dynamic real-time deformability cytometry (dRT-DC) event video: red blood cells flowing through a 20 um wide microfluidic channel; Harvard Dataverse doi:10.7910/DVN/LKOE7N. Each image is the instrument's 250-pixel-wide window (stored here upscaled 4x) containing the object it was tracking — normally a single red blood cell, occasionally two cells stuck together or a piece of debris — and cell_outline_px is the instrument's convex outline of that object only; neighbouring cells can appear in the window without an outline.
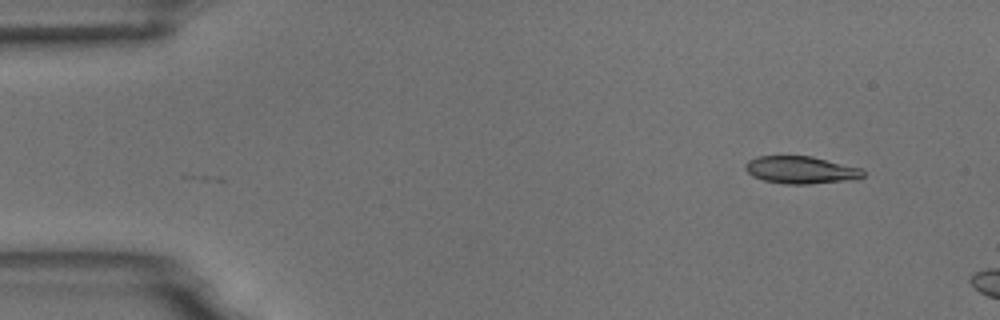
{"species": "common noctule bat (a hibernating species)", "species_latin": "Nyctalus noctula", "temperature_condition": "room temperature", "stored_images_in_passage": 2, "camera_frame_rate_fps": 3000, "um_per_image_px": 0.085, "animal": {"sex": "male", "body_mass_g": 18.8}, "frame": {"image": 1, "passage_image": 2, "time_ms": 1.333, "image_size_px": [1000, 320], "cell_outline_px": [[864, 176], [856, 180], [808, 184], [784, 184], [764, 180], [752, 176], [744, 168], [744, 164], [748, 160], [756, 156], [812, 156], [864, 168]], "centroid_in_image_um": [68.11, 14.44], "position_along_channel_um": 16.9, "area_um2": 19.19}}